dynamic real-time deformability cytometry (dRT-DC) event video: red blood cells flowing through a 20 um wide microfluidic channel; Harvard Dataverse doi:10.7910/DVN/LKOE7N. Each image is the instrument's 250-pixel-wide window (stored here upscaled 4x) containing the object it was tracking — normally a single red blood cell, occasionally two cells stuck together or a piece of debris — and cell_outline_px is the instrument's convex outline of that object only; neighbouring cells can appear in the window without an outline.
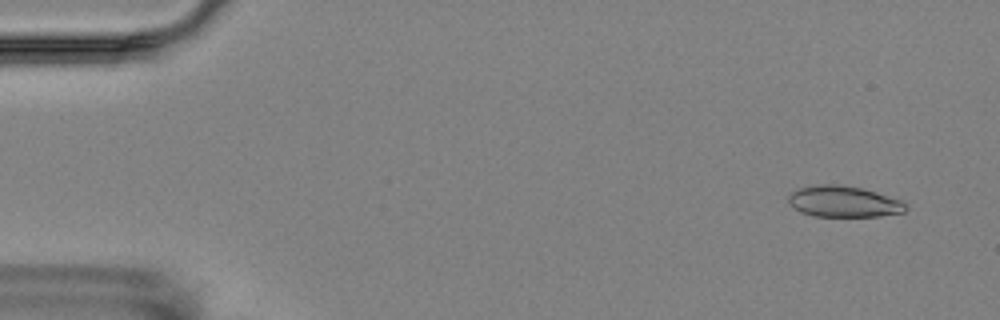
{"species": "Egyptian fruit bat (a non-hibernating species)", "species_latin": "Rousettus aegyptiacus", "temperature_condition": "room temperature", "stored_images_in_passage": 13, "camera_frame_rate_fps": 3000, "um_per_image_px": 0.085, "animal": {"sex": "female"}, "frame": {"image": 1, "passage_image": 1, "time_ms": 0.0, "image_size_px": [1000, 320], "cell_outline_px": [[908, 208], [904, 212], [880, 216], [816, 216], [800, 212], [788, 204], [788, 196], [792, 192], [800, 188], [816, 184], [836, 184], [860, 188], [876, 192], [900, 200], [908, 204]], "centroid_in_image_um": [71.7, 17.14], "position_along_channel_um": 13.3, "area_um2": 21.27}}
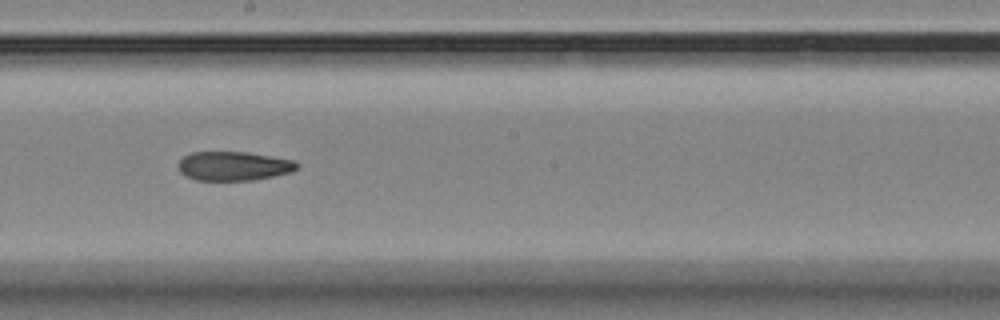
{"frame": {"image": 2, "passage_image": 7, "time_ms": 9.333, "image_size_px": [1000, 320], "cell_outline_px": [[300, 168], [292, 172], [252, 180], [196, 180], [184, 176], [180, 172], [180, 160], [184, 156], [192, 152], [248, 152], [292, 160], [300, 164]], "centroid_in_image_um": [19.88, 14.11], "position_along_channel_um": 228.3, "area_um2": 20.06}}
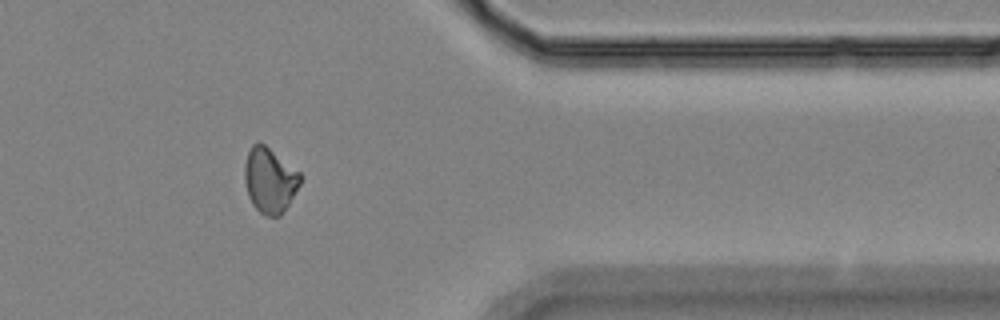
{"frame": {"image": 3, "passage_image": 11, "time_ms": 14.333, "image_size_px": [1000, 320], "cell_outline_px": [[304, 176], [300, 184], [288, 204], [280, 216], [264, 216], [252, 204], [248, 196], [244, 180], [244, 164], [248, 152], [252, 144], [264, 144], [300, 172]], "centroid_in_image_um": [22.92, 15.33], "position_along_channel_um": 388.5, "area_um2": 21.1}}